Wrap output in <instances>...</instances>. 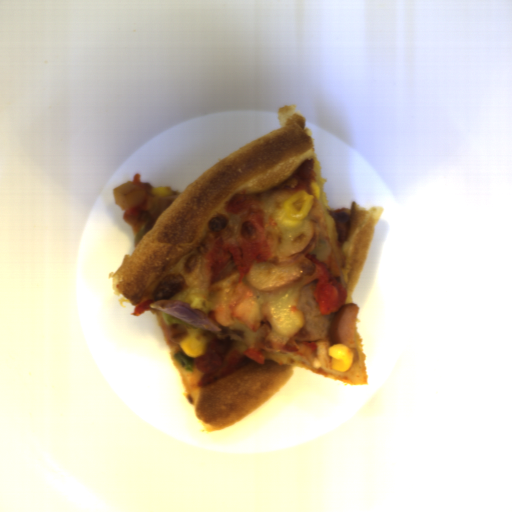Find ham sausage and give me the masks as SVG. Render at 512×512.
<instances>
[{"instance_id": "2", "label": "ham sausage", "mask_w": 512, "mask_h": 512, "mask_svg": "<svg viewBox=\"0 0 512 512\" xmlns=\"http://www.w3.org/2000/svg\"><path fill=\"white\" fill-rule=\"evenodd\" d=\"M304 268L299 264L256 262L247 272L250 283L262 292H274L301 281Z\"/></svg>"}, {"instance_id": "3", "label": "ham sausage", "mask_w": 512, "mask_h": 512, "mask_svg": "<svg viewBox=\"0 0 512 512\" xmlns=\"http://www.w3.org/2000/svg\"><path fill=\"white\" fill-rule=\"evenodd\" d=\"M359 309L360 306L357 303L340 305L328 328V334L333 343L344 344L351 349L352 363H358L360 360L355 343L356 321Z\"/></svg>"}, {"instance_id": "1", "label": "ham sausage", "mask_w": 512, "mask_h": 512, "mask_svg": "<svg viewBox=\"0 0 512 512\" xmlns=\"http://www.w3.org/2000/svg\"><path fill=\"white\" fill-rule=\"evenodd\" d=\"M218 326H232L243 322L251 332L260 330L261 306L254 298V290L243 280L235 282L225 299L208 315Z\"/></svg>"}]
</instances>
